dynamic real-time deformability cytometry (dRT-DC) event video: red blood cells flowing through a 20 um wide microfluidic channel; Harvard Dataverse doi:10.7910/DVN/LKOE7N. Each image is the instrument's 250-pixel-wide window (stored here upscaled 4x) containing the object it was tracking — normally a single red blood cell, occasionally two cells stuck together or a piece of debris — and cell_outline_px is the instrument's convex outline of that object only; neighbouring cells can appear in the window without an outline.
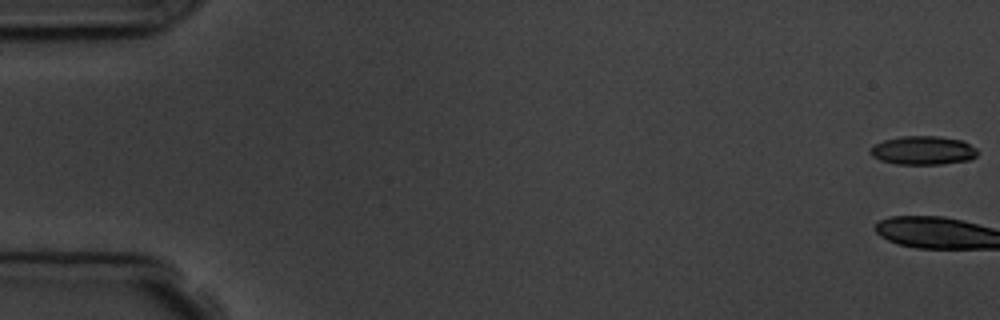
{"species": "common noctule bat (a hibernating species)", "species_latin": "Nyctalus noctula", "temperature_condition": "room temperature", "stored_images_in_passage": 5, "camera_frame_rate_fps": 3000, "um_per_image_px": 0.085, "animal": {"sex": "male", "body_mass_g": 19.5, "forearm_length_mm": 54.6}, "frame": {"image": 1, "passage_image": 1, "time_ms": 0.0, "image_size_px": [1000, 320], "cell_outline_px": [[980, 152], [972, 160], [940, 164], [896, 164], [880, 160], [872, 156], [868, 152], [876, 144], [884, 140], [900, 136], [940, 136], [960, 140], [976, 148]], "centroid_in_image_um": [78.48, 12.79], "position_along_channel_um": 6.5, "area_um2": 17.98}}